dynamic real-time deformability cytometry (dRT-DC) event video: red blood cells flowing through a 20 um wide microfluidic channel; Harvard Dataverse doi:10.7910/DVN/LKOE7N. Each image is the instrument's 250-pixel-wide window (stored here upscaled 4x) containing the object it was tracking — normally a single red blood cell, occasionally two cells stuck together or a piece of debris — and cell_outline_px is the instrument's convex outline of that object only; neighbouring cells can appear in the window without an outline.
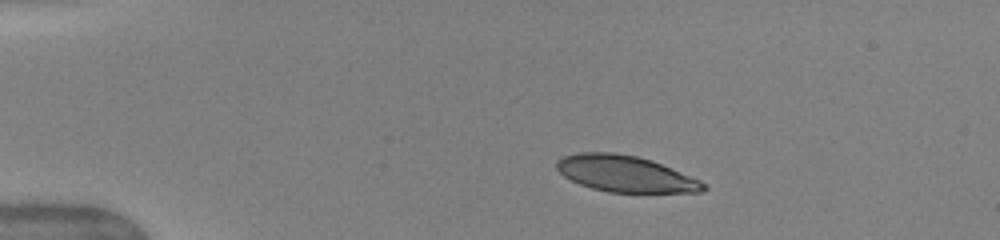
{"species": "human", "species_latin": "Homo sapiens", "temperature_condition": "warm", "stored_images_in_passage": 41, "camera_frame_rate_fps": 3000, "um_per_image_px": 0.085, "donor": {"sex": "female"}, "frame": {"image": 1, "passage_image": 1, "time_ms": 0.0, "image_size_px": [1000, 240], "cell_outline_px": [[708, 188], [704, 192], [608, 192], [592, 188], [580, 184], [564, 176], [556, 168], [556, 160], [564, 156], [580, 152], [612, 152], [636, 156], [652, 160], [700, 180], [708, 184]], "centroid_in_image_um": [53.17, 14.77], "position_along_channel_um": 31.8, "area_um2": 30.98}}
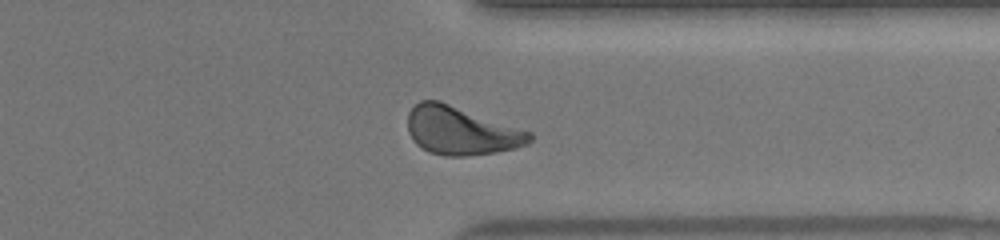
{"frame": {"image": 2, "passage_image": 31, "time_ms": 10.0, "image_size_px": [1000, 240], "cell_outline_px": [[532, 140], [528, 144], [496, 152], [468, 156], [444, 156], [428, 152], [420, 148], [412, 140], [408, 132], [408, 112], [420, 100], [440, 100], [532, 132]], "centroid_in_image_um": [39.16, 11.11], "position_along_channel_um": 372.2, "area_um2": 34.51}}
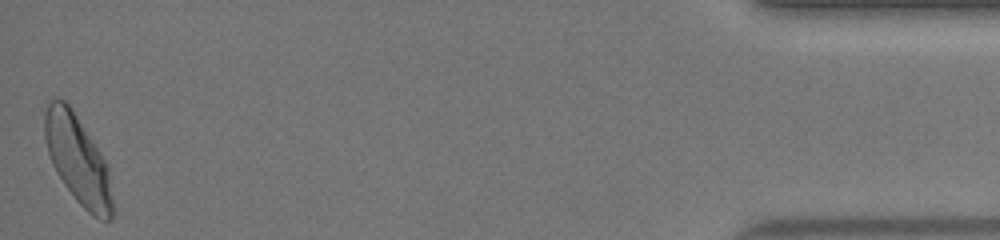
{"frame": {"image": 3, "passage_image": 41, "time_ms": 13.333, "image_size_px": [1000, 240], "cell_outline_px": [[116, 212], [108, 220], [104, 220], [92, 216], [76, 200], [64, 184], [56, 172], [52, 164], [48, 152], [44, 136], [44, 112], [48, 104], [52, 100], [64, 100], [68, 104], [100, 152], [108, 168]], "centroid_in_image_um": [6.63, 13.65], "position_along_channel_um": 428.6, "area_um2": 34.8}, "authors_computed_cell_mechanics": {"area_um2": 33.235, "velocity_mm_per_s": 4.062, "shape_relaxation_time_tau1_ms": 3.2909, "shape_relaxation_time_tau2_ms": 1.1313, "deformation_change_tau1": 0.1616, "deformation_change_tau2": 0.0827}}